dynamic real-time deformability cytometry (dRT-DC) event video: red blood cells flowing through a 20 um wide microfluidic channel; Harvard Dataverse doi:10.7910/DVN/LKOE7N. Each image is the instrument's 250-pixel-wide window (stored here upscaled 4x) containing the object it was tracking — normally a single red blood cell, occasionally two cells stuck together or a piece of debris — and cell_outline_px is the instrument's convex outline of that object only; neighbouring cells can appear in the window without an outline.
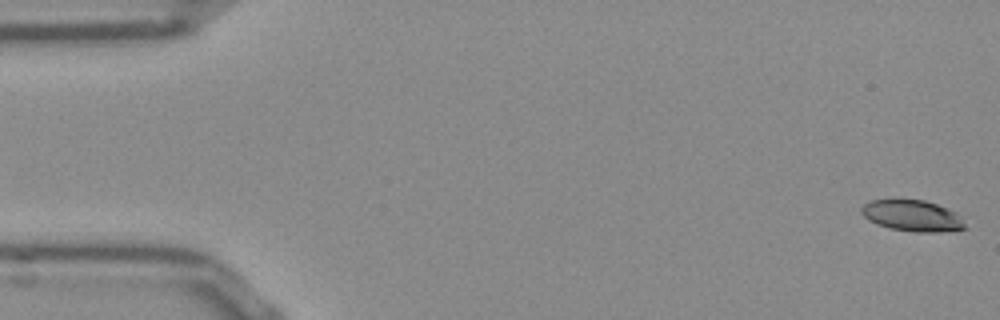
{"species": "Egyptian fruit bat (a non-hibernating species)", "species_latin": "Rousettus aegyptiacus", "temperature_condition": "room temperature", "stored_images_in_passage": 53, "camera_frame_rate_fps": 3000, "um_per_image_px": 0.085, "frame": {"image": 1, "passage_image": 1, "time_ms": 0.0, "image_size_px": [1000, 320], "cell_outline_px": [[968, 228], [940, 232], [916, 232], [888, 228], [876, 224], [868, 220], [860, 212], [860, 208], [864, 204], [872, 200], [924, 200], [936, 204], [956, 212], [960, 216]], "centroid_in_image_um": [77.54, 18.35], "position_along_channel_um": 7.5, "area_um2": 18.84}}
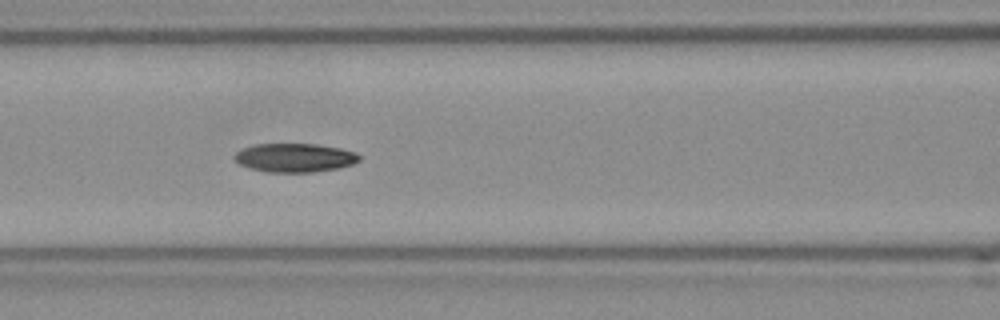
{"frame": {"image": 2, "passage_image": 22, "time_ms": 7.0, "image_size_px": [1000, 320], "cell_outline_px": [[360, 160], [352, 164], [340, 168], [312, 172], [268, 172], [252, 168], [240, 164], [232, 156], [236, 152], [244, 148], [256, 144], [316, 144], [340, 148], [356, 152], [360, 156]], "centroid_in_image_um": [25.08, 13.4], "position_along_channel_um": 141.5, "area_um2": 20.81}}
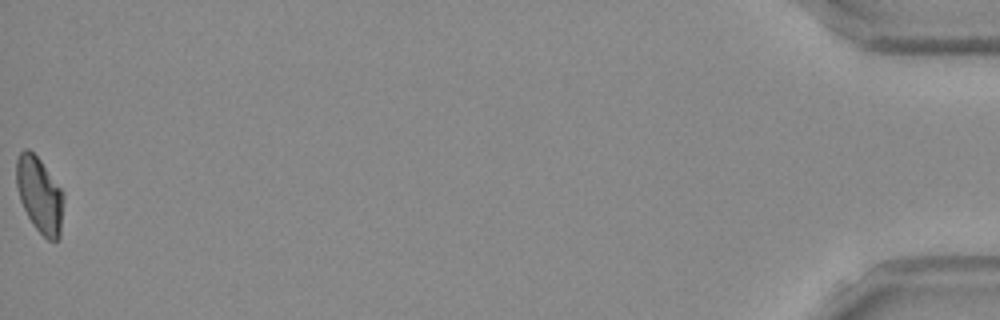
{"frame": {"image": 3, "passage_image": 53, "time_ms": 17.333, "image_size_px": [1000, 320], "cell_outline_px": [[64, 196], [60, 236], [56, 240], [48, 240], [32, 224], [20, 200], [16, 188], [16, 160], [20, 152], [24, 148], [28, 148], [40, 160], [60, 188]], "centroid_in_image_um": [3.35, 16.56], "position_along_channel_um": 431.9, "area_um2": 20.63}, "authors_computed_cell_mechanics": {"area_um2": 20.9814, "velocity_mm_per_s": 3.8415, "shape_relaxation_time_tau1_ms": null, "shape_relaxation_time_tau2_ms": 7.7914, "deformation_change_tau1": null, "deformation_change_tau2": 0.1293}}